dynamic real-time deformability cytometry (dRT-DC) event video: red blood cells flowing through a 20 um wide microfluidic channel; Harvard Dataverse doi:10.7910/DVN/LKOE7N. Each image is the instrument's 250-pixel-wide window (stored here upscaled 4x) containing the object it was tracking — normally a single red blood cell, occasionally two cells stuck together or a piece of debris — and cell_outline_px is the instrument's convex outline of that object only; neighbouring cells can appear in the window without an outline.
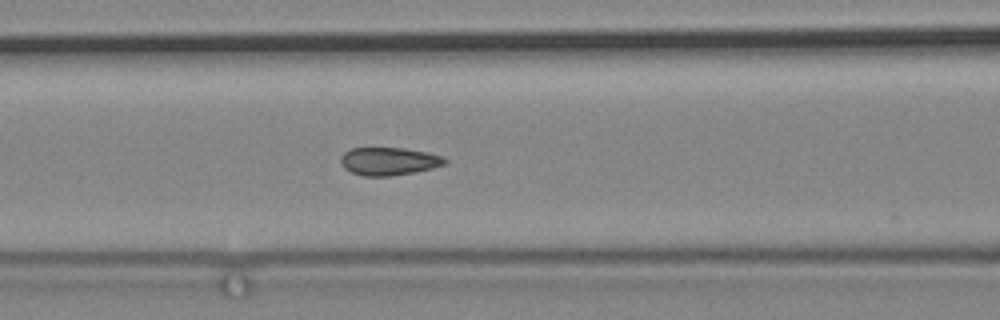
{"species": "common noctule bat (a hibernating species)", "species_latin": "Nyctalus noctula", "temperature_condition": "cold", "stored_images_in_passage": 44, "camera_frame_rate_fps": 3000, "um_per_image_px": 0.085, "animal": {"sex": "male", "body_mass_g": 19.2, "forearm_length_mm": 51.8}, "frame": {"image": 1, "passage_image": 43, "time_ms": 14.0, "image_size_px": [1000, 320], "cell_outline_px": [[448, 160], [444, 164], [432, 168], [416, 172], [388, 176], [364, 176], [352, 172], [344, 168], [340, 164], [340, 156], [344, 152], [352, 148], [404, 148], [428, 152], [444, 156]], "centroid_in_image_um": [33.05, 13.7], "position_along_channel_um": 133.5, "area_um2": 17.05}}